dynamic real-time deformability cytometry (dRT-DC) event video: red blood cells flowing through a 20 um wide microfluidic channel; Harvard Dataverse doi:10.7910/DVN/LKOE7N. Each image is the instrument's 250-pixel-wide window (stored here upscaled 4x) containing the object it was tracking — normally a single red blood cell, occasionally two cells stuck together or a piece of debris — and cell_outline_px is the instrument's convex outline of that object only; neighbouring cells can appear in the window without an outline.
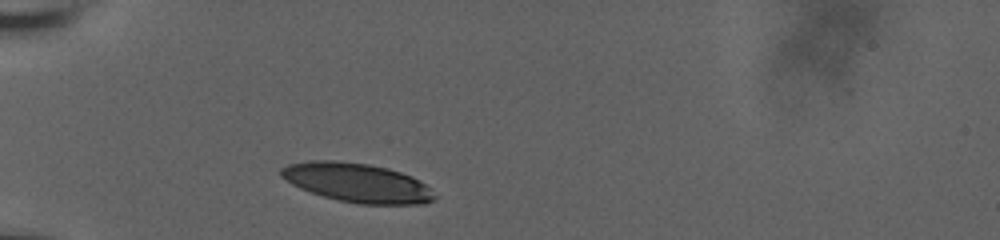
{"species": "human", "species_latin": "Homo sapiens", "temperature_condition": "room temperature", "stored_images_in_passage": 3, "camera_frame_rate_fps": 3000, "um_per_image_px": 0.085, "donor": {"sex": "male"}, "frame": {"image": 1, "passage_image": 1, "time_ms": 0.0, "image_size_px": [1000, 240], "cell_outline_px": [[436, 200], [424, 204], [360, 204], [340, 200], [324, 196], [300, 188], [292, 184], [280, 176], [280, 168], [288, 164], [308, 160], [336, 160], [368, 164], [388, 168], [412, 176], [432, 188], [436, 196]], "centroid_in_image_um": [30.39, 15.52], "position_along_channel_um": 54.6, "area_um2": 35.08}}
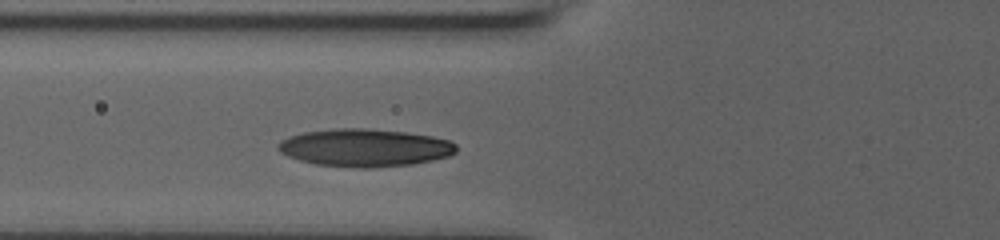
{"frame": {"image": 2, "passage_image": 3, "time_ms": 0.667, "image_size_px": [1000, 240], "cell_outline_px": [[456, 152], [448, 156], [432, 160], [412, 164], [372, 168], [360, 168], [316, 164], [300, 160], [288, 156], [280, 152], [276, 148], [276, 144], [280, 140], [304, 132], [336, 128], [368, 128], [408, 132], [432, 136], [448, 140], [456, 144]], "centroid_in_image_um": [31.0, 12.55], "position_along_channel_um": 94.8, "area_um2": 39.25}}